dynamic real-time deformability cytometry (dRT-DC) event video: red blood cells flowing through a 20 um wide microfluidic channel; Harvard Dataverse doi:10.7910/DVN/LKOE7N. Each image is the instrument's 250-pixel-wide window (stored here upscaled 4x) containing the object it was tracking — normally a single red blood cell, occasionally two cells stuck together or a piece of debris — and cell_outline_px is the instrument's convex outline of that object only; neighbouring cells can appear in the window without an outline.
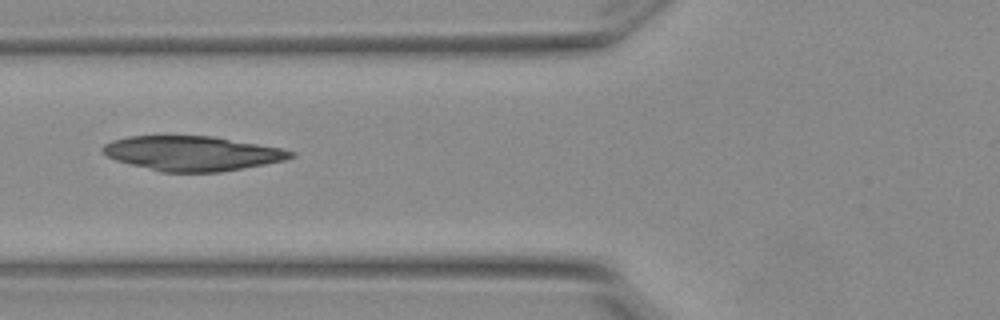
{"species": "Egyptian fruit bat (a non-hibernating species)", "species_latin": "Rousettus aegyptiacus", "temperature_condition": "warm", "stored_images_in_passage": 11, "camera_frame_rate_fps": 3000, "um_per_image_px": 0.085, "animal": {"sex": "female"}, "frame": {"image": 1, "passage_image": 4, "time_ms": 1.0, "image_size_px": [1000, 320], "cell_outline_px": [[296, 156], [284, 160], [264, 164], [220, 172], [160, 172], [116, 160], [108, 156], [100, 148], [104, 144], [112, 140], [128, 136], [212, 136], [280, 148], [296, 152]], "centroid_in_image_um": [16.32, 13.04], "position_along_channel_um": 109.5, "area_um2": 37.74}}